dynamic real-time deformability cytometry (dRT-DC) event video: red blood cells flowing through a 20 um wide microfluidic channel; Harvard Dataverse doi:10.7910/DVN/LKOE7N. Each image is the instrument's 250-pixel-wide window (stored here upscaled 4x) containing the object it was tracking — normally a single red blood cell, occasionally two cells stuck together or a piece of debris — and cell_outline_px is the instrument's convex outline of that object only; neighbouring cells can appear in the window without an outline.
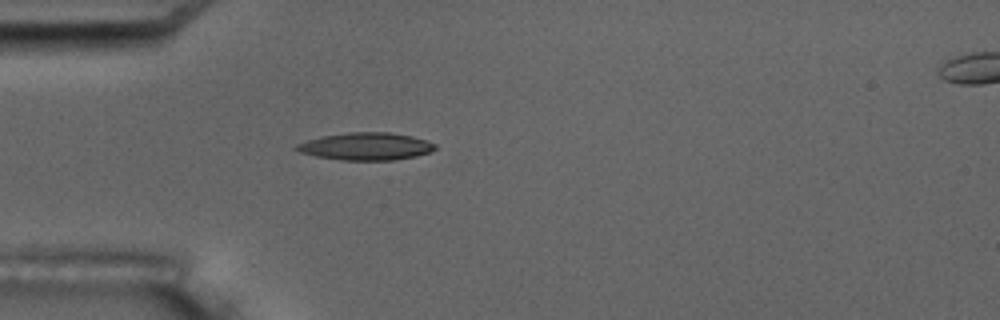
{"species": "common noctule bat (a hibernating species)", "species_latin": "Nyctalus noctula", "temperature_condition": "room temperature", "stored_images_in_passage": 3, "segment_of_instrument_passage": [1, 2], "camera_frame_rate_fps": 3000, "um_per_image_px": 0.085, "animal": {"sex": "male", "body_mass_g": 17.5, "forearm_length_mm": 52.3}, "frame": {"image": 1, "passage_image": 2, "time_ms": 1.0, "image_size_px": [1000, 320], "cell_outline_px": [[436, 148], [428, 152], [416, 156], [392, 160], [340, 160], [316, 156], [300, 152], [292, 148], [296, 144], [320, 136], [348, 132], [388, 132], [412, 136], [436, 144]], "centroid_in_image_um": [31.06, 12.44], "position_along_channel_um": 53.9, "area_um2": 22.14}}